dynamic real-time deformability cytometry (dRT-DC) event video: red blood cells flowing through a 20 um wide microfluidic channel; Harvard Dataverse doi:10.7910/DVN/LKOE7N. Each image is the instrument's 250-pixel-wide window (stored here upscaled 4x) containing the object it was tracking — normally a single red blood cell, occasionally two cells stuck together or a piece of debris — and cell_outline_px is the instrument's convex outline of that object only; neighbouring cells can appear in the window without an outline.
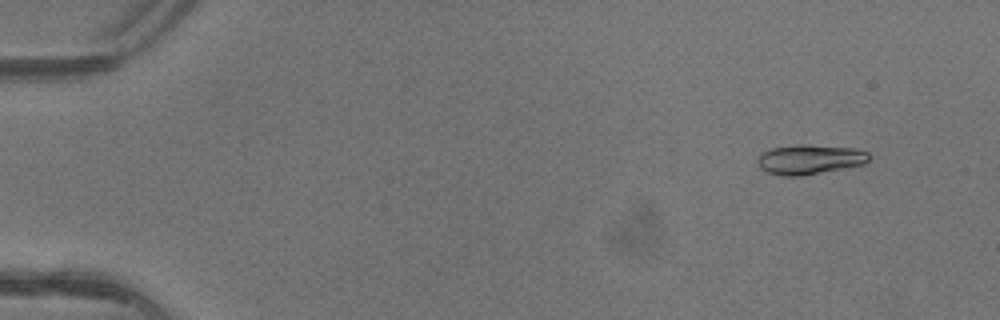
{"species": "common noctule bat (a hibernating species)", "species_latin": "Nyctalus noctula", "temperature_condition": "warm", "stored_images_in_passage": 5, "camera_frame_rate_fps": 3000, "um_per_image_px": 0.085, "animal": {"sex": "female"}, "frame": {"image": 1, "passage_image": 2, "time_ms": 0.333, "image_size_px": [1000, 320], "cell_outline_px": [[872, 156], [864, 164], [844, 168], [800, 176], [784, 176], [768, 172], [760, 168], [756, 160], [764, 152], [772, 148], [796, 144], [808, 144], [856, 148], [868, 152]], "centroid_in_image_um": [68.86, 13.53], "position_along_channel_um": 16.1, "area_um2": 19.36}}
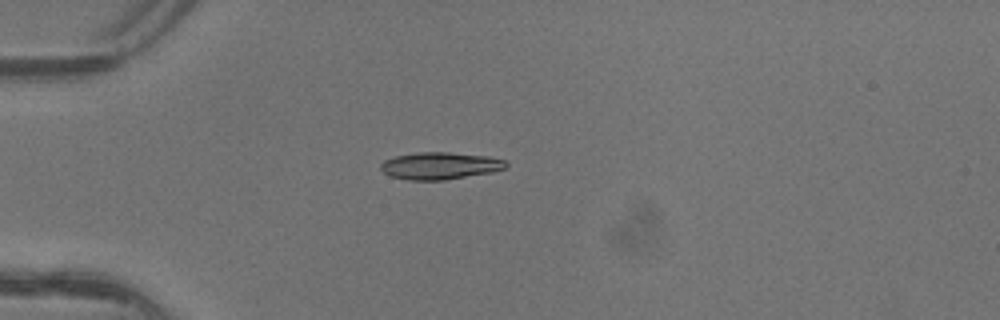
{"frame": {"image": 2, "passage_image": 5, "time_ms": 1.333, "image_size_px": [1000, 320], "cell_outline_px": [[508, 164], [504, 168], [492, 172], [444, 180], [408, 180], [388, 176], [380, 168], [380, 164], [384, 160], [396, 156], [416, 152], [448, 152], [488, 156], [504, 160]], "centroid_in_image_um": [37.36, 14.09], "position_along_channel_um": 47.6, "area_um2": 19.83}}